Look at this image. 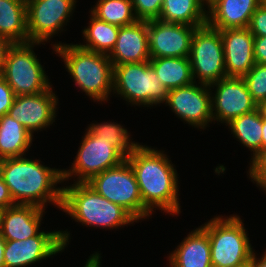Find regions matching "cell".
Returning a JSON list of instances; mask_svg holds the SVG:
<instances>
[{"mask_svg":"<svg viewBox=\"0 0 266 267\" xmlns=\"http://www.w3.org/2000/svg\"><path fill=\"white\" fill-rule=\"evenodd\" d=\"M126 160L135 173L143 205L151 213L158 207L179 215L178 174L167 154L139 143Z\"/></svg>","mask_w":266,"mask_h":267,"instance_id":"cell-1","label":"cell"},{"mask_svg":"<svg viewBox=\"0 0 266 267\" xmlns=\"http://www.w3.org/2000/svg\"><path fill=\"white\" fill-rule=\"evenodd\" d=\"M41 160L14 157L0 160V174L15 204L45 209L49 203L62 207V169L43 165ZM47 203V204H46Z\"/></svg>","mask_w":266,"mask_h":267,"instance_id":"cell-2","label":"cell"},{"mask_svg":"<svg viewBox=\"0 0 266 267\" xmlns=\"http://www.w3.org/2000/svg\"><path fill=\"white\" fill-rule=\"evenodd\" d=\"M53 51L62 58L67 72L79 87L93 101L108 102L113 92L114 66L108 55L90 51L78 44L52 45Z\"/></svg>","mask_w":266,"mask_h":267,"instance_id":"cell-3","label":"cell"},{"mask_svg":"<svg viewBox=\"0 0 266 267\" xmlns=\"http://www.w3.org/2000/svg\"><path fill=\"white\" fill-rule=\"evenodd\" d=\"M61 210L86 227L113 230L137 222L127 210L98 194L87 183L74 182L63 187Z\"/></svg>","mask_w":266,"mask_h":267,"instance_id":"cell-4","label":"cell"},{"mask_svg":"<svg viewBox=\"0 0 266 267\" xmlns=\"http://www.w3.org/2000/svg\"><path fill=\"white\" fill-rule=\"evenodd\" d=\"M201 227L209 236L212 267H248L255 250L237 214L216 216Z\"/></svg>","mask_w":266,"mask_h":267,"instance_id":"cell-5","label":"cell"},{"mask_svg":"<svg viewBox=\"0 0 266 267\" xmlns=\"http://www.w3.org/2000/svg\"><path fill=\"white\" fill-rule=\"evenodd\" d=\"M168 91L149 61L114 66L113 92L131 105L152 107L164 103Z\"/></svg>","mask_w":266,"mask_h":267,"instance_id":"cell-6","label":"cell"},{"mask_svg":"<svg viewBox=\"0 0 266 267\" xmlns=\"http://www.w3.org/2000/svg\"><path fill=\"white\" fill-rule=\"evenodd\" d=\"M41 43H14L7 52L1 75L16 96L42 93L52 85L34 50Z\"/></svg>","mask_w":266,"mask_h":267,"instance_id":"cell-7","label":"cell"},{"mask_svg":"<svg viewBox=\"0 0 266 267\" xmlns=\"http://www.w3.org/2000/svg\"><path fill=\"white\" fill-rule=\"evenodd\" d=\"M86 183L104 198L123 207L137 221L152 214L143 205L135 173L127 160L93 176Z\"/></svg>","mask_w":266,"mask_h":267,"instance_id":"cell-8","label":"cell"},{"mask_svg":"<svg viewBox=\"0 0 266 267\" xmlns=\"http://www.w3.org/2000/svg\"><path fill=\"white\" fill-rule=\"evenodd\" d=\"M188 58L194 82L211 85L226 77L220 30L208 23L197 27L192 37Z\"/></svg>","mask_w":266,"mask_h":267,"instance_id":"cell-9","label":"cell"},{"mask_svg":"<svg viewBox=\"0 0 266 267\" xmlns=\"http://www.w3.org/2000/svg\"><path fill=\"white\" fill-rule=\"evenodd\" d=\"M70 169H62V180L73 176L77 183H86L93 176L120 165L126 158L109 141L96 137L88 128Z\"/></svg>","mask_w":266,"mask_h":267,"instance_id":"cell-10","label":"cell"},{"mask_svg":"<svg viewBox=\"0 0 266 267\" xmlns=\"http://www.w3.org/2000/svg\"><path fill=\"white\" fill-rule=\"evenodd\" d=\"M76 2V0H26L29 42L45 45L44 42L62 32L73 14Z\"/></svg>","mask_w":266,"mask_h":267,"instance_id":"cell-11","label":"cell"},{"mask_svg":"<svg viewBox=\"0 0 266 267\" xmlns=\"http://www.w3.org/2000/svg\"><path fill=\"white\" fill-rule=\"evenodd\" d=\"M70 232L40 231L26 240H6L4 267H25L62 252L69 244Z\"/></svg>","mask_w":266,"mask_h":267,"instance_id":"cell-12","label":"cell"},{"mask_svg":"<svg viewBox=\"0 0 266 267\" xmlns=\"http://www.w3.org/2000/svg\"><path fill=\"white\" fill-rule=\"evenodd\" d=\"M211 88L209 85L193 82L187 86L168 91L164 104L184 122L192 127L205 129L213 121L211 105Z\"/></svg>","mask_w":266,"mask_h":267,"instance_id":"cell-13","label":"cell"},{"mask_svg":"<svg viewBox=\"0 0 266 267\" xmlns=\"http://www.w3.org/2000/svg\"><path fill=\"white\" fill-rule=\"evenodd\" d=\"M215 88L211 95L213 121L229 124L233 119L257 109L243 77H224L209 85Z\"/></svg>","mask_w":266,"mask_h":267,"instance_id":"cell-14","label":"cell"},{"mask_svg":"<svg viewBox=\"0 0 266 267\" xmlns=\"http://www.w3.org/2000/svg\"><path fill=\"white\" fill-rule=\"evenodd\" d=\"M58 101L52 87L42 93L15 96L8 115L33 136L34 132L42 131L55 122Z\"/></svg>","mask_w":266,"mask_h":267,"instance_id":"cell-15","label":"cell"},{"mask_svg":"<svg viewBox=\"0 0 266 267\" xmlns=\"http://www.w3.org/2000/svg\"><path fill=\"white\" fill-rule=\"evenodd\" d=\"M196 26L147 21L148 45L151 58L189 57Z\"/></svg>","mask_w":266,"mask_h":267,"instance_id":"cell-16","label":"cell"},{"mask_svg":"<svg viewBox=\"0 0 266 267\" xmlns=\"http://www.w3.org/2000/svg\"><path fill=\"white\" fill-rule=\"evenodd\" d=\"M226 77H244L256 64L254 35L248 28L220 30Z\"/></svg>","mask_w":266,"mask_h":267,"instance_id":"cell-17","label":"cell"},{"mask_svg":"<svg viewBox=\"0 0 266 267\" xmlns=\"http://www.w3.org/2000/svg\"><path fill=\"white\" fill-rule=\"evenodd\" d=\"M108 57L113 66L149 61L147 21L138 20L132 25L120 27L115 47Z\"/></svg>","mask_w":266,"mask_h":267,"instance_id":"cell-18","label":"cell"},{"mask_svg":"<svg viewBox=\"0 0 266 267\" xmlns=\"http://www.w3.org/2000/svg\"><path fill=\"white\" fill-rule=\"evenodd\" d=\"M44 210L34 205L15 204L2 209L1 236L5 240H26L40 232Z\"/></svg>","mask_w":266,"mask_h":267,"instance_id":"cell-19","label":"cell"},{"mask_svg":"<svg viewBox=\"0 0 266 267\" xmlns=\"http://www.w3.org/2000/svg\"><path fill=\"white\" fill-rule=\"evenodd\" d=\"M261 3L262 0H214L207 7V23L219 30L248 28Z\"/></svg>","mask_w":266,"mask_h":267,"instance_id":"cell-20","label":"cell"},{"mask_svg":"<svg viewBox=\"0 0 266 267\" xmlns=\"http://www.w3.org/2000/svg\"><path fill=\"white\" fill-rule=\"evenodd\" d=\"M169 267H212L210 240L199 226L168 256Z\"/></svg>","mask_w":266,"mask_h":267,"instance_id":"cell-21","label":"cell"},{"mask_svg":"<svg viewBox=\"0 0 266 267\" xmlns=\"http://www.w3.org/2000/svg\"><path fill=\"white\" fill-rule=\"evenodd\" d=\"M0 36L14 43H28L26 0H0Z\"/></svg>","mask_w":266,"mask_h":267,"instance_id":"cell-22","label":"cell"},{"mask_svg":"<svg viewBox=\"0 0 266 267\" xmlns=\"http://www.w3.org/2000/svg\"><path fill=\"white\" fill-rule=\"evenodd\" d=\"M201 0H163L160 21L200 27L207 23V8Z\"/></svg>","mask_w":266,"mask_h":267,"instance_id":"cell-23","label":"cell"},{"mask_svg":"<svg viewBox=\"0 0 266 267\" xmlns=\"http://www.w3.org/2000/svg\"><path fill=\"white\" fill-rule=\"evenodd\" d=\"M33 136L8 114L0 117V160L22 157L31 147Z\"/></svg>","mask_w":266,"mask_h":267,"instance_id":"cell-24","label":"cell"},{"mask_svg":"<svg viewBox=\"0 0 266 267\" xmlns=\"http://www.w3.org/2000/svg\"><path fill=\"white\" fill-rule=\"evenodd\" d=\"M149 63L167 90L187 86L194 82L188 57L151 58Z\"/></svg>","mask_w":266,"mask_h":267,"instance_id":"cell-25","label":"cell"},{"mask_svg":"<svg viewBox=\"0 0 266 267\" xmlns=\"http://www.w3.org/2000/svg\"><path fill=\"white\" fill-rule=\"evenodd\" d=\"M263 118L259 109L238 116L229 124L232 134L237 141L247 147L253 154L252 158L262 149Z\"/></svg>","mask_w":266,"mask_h":267,"instance_id":"cell-26","label":"cell"},{"mask_svg":"<svg viewBox=\"0 0 266 267\" xmlns=\"http://www.w3.org/2000/svg\"><path fill=\"white\" fill-rule=\"evenodd\" d=\"M120 27L102 21L90 14L89 25L82 30L86 44H78L80 47L109 55L115 47Z\"/></svg>","mask_w":266,"mask_h":267,"instance_id":"cell-27","label":"cell"},{"mask_svg":"<svg viewBox=\"0 0 266 267\" xmlns=\"http://www.w3.org/2000/svg\"><path fill=\"white\" fill-rule=\"evenodd\" d=\"M90 13L118 27L129 26L138 21L132 0H98Z\"/></svg>","mask_w":266,"mask_h":267,"instance_id":"cell-28","label":"cell"},{"mask_svg":"<svg viewBox=\"0 0 266 267\" xmlns=\"http://www.w3.org/2000/svg\"><path fill=\"white\" fill-rule=\"evenodd\" d=\"M88 129L96 136L105 139L112 144L125 158H127L134 148L139 144L132 142L130 133L122 125L116 122L92 123ZM131 140V141H130Z\"/></svg>","mask_w":266,"mask_h":267,"instance_id":"cell-29","label":"cell"},{"mask_svg":"<svg viewBox=\"0 0 266 267\" xmlns=\"http://www.w3.org/2000/svg\"><path fill=\"white\" fill-rule=\"evenodd\" d=\"M243 79L257 104L266 100V64L256 63Z\"/></svg>","mask_w":266,"mask_h":267,"instance_id":"cell-30","label":"cell"},{"mask_svg":"<svg viewBox=\"0 0 266 267\" xmlns=\"http://www.w3.org/2000/svg\"><path fill=\"white\" fill-rule=\"evenodd\" d=\"M163 0H132L135 16L138 20L159 19Z\"/></svg>","mask_w":266,"mask_h":267,"instance_id":"cell-31","label":"cell"},{"mask_svg":"<svg viewBox=\"0 0 266 267\" xmlns=\"http://www.w3.org/2000/svg\"><path fill=\"white\" fill-rule=\"evenodd\" d=\"M248 175L260 188L266 183V147L250 160Z\"/></svg>","mask_w":266,"mask_h":267,"instance_id":"cell-32","label":"cell"},{"mask_svg":"<svg viewBox=\"0 0 266 267\" xmlns=\"http://www.w3.org/2000/svg\"><path fill=\"white\" fill-rule=\"evenodd\" d=\"M254 36H266V4L262 2L253 15L248 26Z\"/></svg>","mask_w":266,"mask_h":267,"instance_id":"cell-33","label":"cell"},{"mask_svg":"<svg viewBox=\"0 0 266 267\" xmlns=\"http://www.w3.org/2000/svg\"><path fill=\"white\" fill-rule=\"evenodd\" d=\"M12 88L0 74V117L8 114L10 107L15 99Z\"/></svg>","mask_w":266,"mask_h":267,"instance_id":"cell-34","label":"cell"},{"mask_svg":"<svg viewBox=\"0 0 266 267\" xmlns=\"http://www.w3.org/2000/svg\"><path fill=\"white\" fill-rule=\"evenodd\" d=\"M254 59L257 64H266V36H254Z\"/></svg>","mask_w":266,"mask_h":267,"instance_id":"cell-35","label":"cell"},{"mask_svg":"<svg viewBox=\"0 0 266 267\" xmlns=\"http://www.w3.org/2000/svg\"><path fill=\"white\" fill-rule=\"evenodd\" d=\"M14 205L15 202L13 201L9 188L3 181L2 176L0 174V209H6Z\"/></svg>","mask_w":266,"mask_h":267,"instance_id":"cell-36","label":"cell"},{"mask_svg":"<svg viewBox=\"0 0 266 267\" xmlns=\"http://www.w3.org/2000/svg\"><path fill=\"white\" fill-rule=\"evenodd\" d=\"M12 45L13 43L9 39L0 36V73L3 69L8 49Z\"/></svg>","mask_w":266,"mask_h":267,"instance_id":"cell-37","label":"cell"},{"mask_svg":"<svg viewBox=\"0 0 266 267\" xmlns=\"http://www.w3.org/2000/svg\"><path fill=\"white\" fill-rule=\"evenodd\" d=\"M256 253H252L248 267H266V251L262 254V257L257 258Z\"/></svg>","mask_w":266,"mask_h":267,"instance_id":"cell-38","label":"cell"},{"mask_svg":"<svg viewBox=\"0 0 266 267\" xmlns=\"http://www.w3.org/2000/svg\"><path fill=\"white\" fill-rule=\"evenodd\" d=\"M101 256L98 252L92 254L89 259H87L84 267H101Z\"/></svg>","mask_w":266,"mask_h":267,"instance_id":"cell-39","label":"cell"},{"mask_svg":"<svg viewBox=\"0 0 266 267\" xmlns=\"http://www.w3.org/2000/svg\"><path fill=\"white\" fill-rule=\"evenodd\" d=\"M6 240L0 235V267H4V249Z\"/></svg>","mask_w":266,"mask_h":267,"instance_id":"cell-40","label":"cell"},{"mask_svg":"<svg viewBox=\"0 0 266 267\" xmlns=\"http://www.w3.org/2000/svg\"><path fill=\"white\" fill-rule=\"evenodd\" d=\"M257 108L259 109L262 118L266 119V100L261 101Z\"/></svg>","mask_w":266,"mask_h":267,"instance_id":"cell-41","label":"cell"},{"mask_svg":"<svg viewBox=\"0 0 266 267\" xmlns=\"http://www.w3.org/2000/svg\"><path fill=\"white\" fill-rule=\"evenodd\" d=\"M262 148L266 147V119L263 118Z\"/></svg>","mask_w":266,"mask_h":267,"instance_id":"cell-42","label":"cell"},{"mask_svg":"<svg viewBox=\"0 0 266 267\" xmlns=\"http://www.w3.org/2000/svg\"><path fill=\"white\" fill-rule=\"evenodd\" d=\"M203 3H205L206 8L214 1V0H201Z\"/></svg>","mask_w":266,"mask_h":267,"instance_id":"cell-43","label":"cell"},{"mask_svg":"<svg viewBox=\"0 0 266 267\" xmlns=\"http://www.w3.org/2000/svg\"><path fill=\"white\" fill-rule=\"evenodd\" d=\"M1 213H2V210L0 209V234H1Z\"/></svg>","mask_w":266,"mask_h":267,"instance_id":"cell-44","label":"cell"},{"mask_svg":"<svg viewBox=\"0 0 266 267\" xmlns=\"http://www.w3.org/2000/svg\"><path fill=\"white\" fill-rule=\"evenodd\" d=\"M261 189L266 192V183L261 187Z\"/></svg>","mask_w":266,"mask_h":267,"instance_id":"cell-45","label":"cell"}]
</instances>
